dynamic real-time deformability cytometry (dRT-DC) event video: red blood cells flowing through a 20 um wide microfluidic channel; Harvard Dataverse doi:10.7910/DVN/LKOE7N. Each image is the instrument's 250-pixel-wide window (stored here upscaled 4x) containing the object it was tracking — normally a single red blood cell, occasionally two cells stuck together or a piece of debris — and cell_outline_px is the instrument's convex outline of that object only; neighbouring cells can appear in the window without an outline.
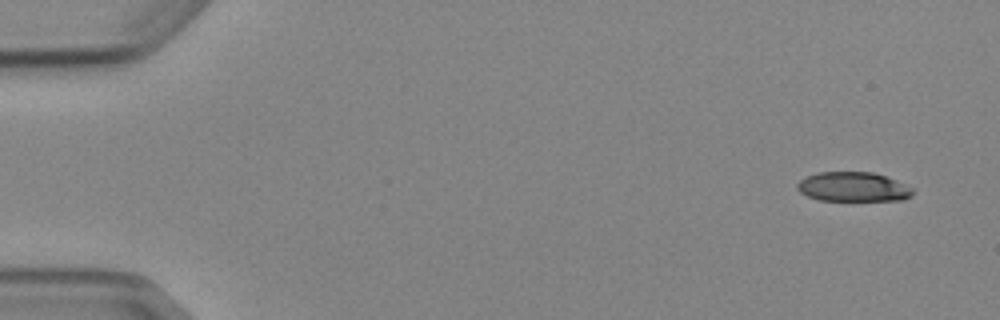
{"species": "Egyptian fruit bat (a non-hibernating species)", "species_latin": "Rousettus aegyptiacus", "temperature_condition": "cold", "stored_images_in_passage": 7, "camera_frame_rate_fps": 3000, "um_per_image_px": 0.085, "animal": {"sex": "female"}, "frame": {"image": 1, "passage_image": 1, "time_ms": 0.0, "image_size_px": [1000, 320], "cell_outline_px": [[912, 196], [904, 200], [820, 200], [808, 196], [800, 192], [796, 188], [796, 184], [800, 180], [808, 176], [820, 172], [872, 172], [896, 180], [912, 188]], "centroid_in_image_um": [72.51, 15.88], "position_along_channel_um": 12.5, "area_um2": 19.65}}
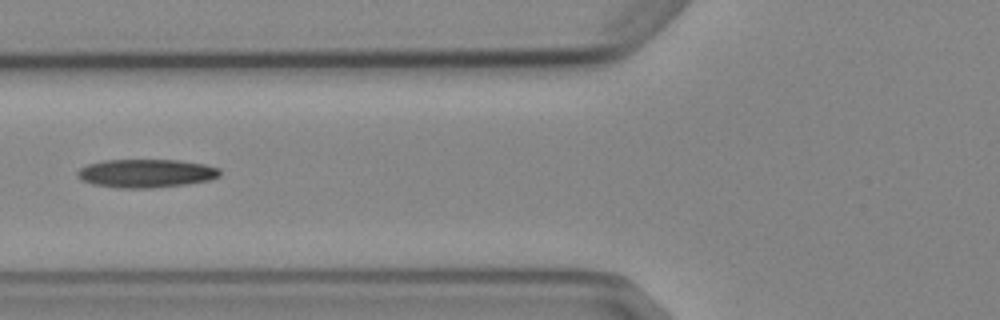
{"frame": {"image": 2, "passage_image": 6, "time_ms": 6.0, "image_size_px": [1000, 320], "cell_outline_px": [[220, 176], [208, 180], [188, 184], [152, 188], [116, 188], [92, 184], [76, 176], [76, 172], [80, 168], [88, 164], [104, 160], [180, 160], [204, 164], [220, 168]], "centroid_in_image_um": [12.42, 14.73], "position_along_channel_um": 113.4, "area_um2": 23.7}}
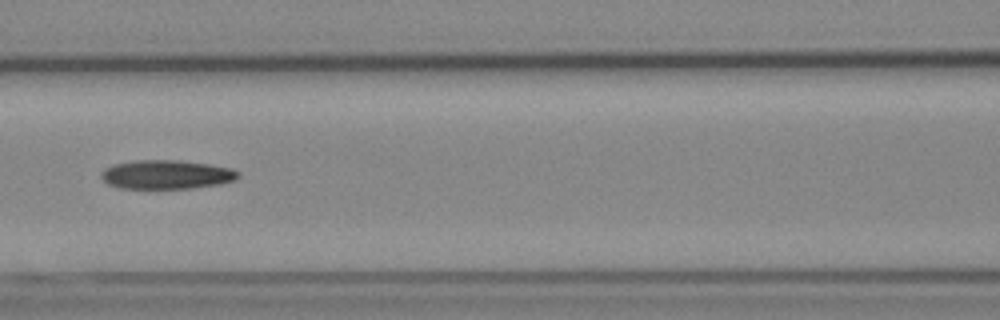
{"frame": {"image": 3, "passage_image": 7, "time_ms": 7.0, "image_size_px": [1000, 320], "cell_outline_px": [[240, 176], [232, 180], [220, 184], [192, 188], [120, 188], [108, 184], [100, 176], [100, 172], [104, 168], [112, 164], [132, 160], [176, 160], [208, 164], [232, 168], [240, 172]], "centroid_in_image_um": [14.11, 14.83], "position_along_channel_um": 152.5, "area_um2": 23.18}}